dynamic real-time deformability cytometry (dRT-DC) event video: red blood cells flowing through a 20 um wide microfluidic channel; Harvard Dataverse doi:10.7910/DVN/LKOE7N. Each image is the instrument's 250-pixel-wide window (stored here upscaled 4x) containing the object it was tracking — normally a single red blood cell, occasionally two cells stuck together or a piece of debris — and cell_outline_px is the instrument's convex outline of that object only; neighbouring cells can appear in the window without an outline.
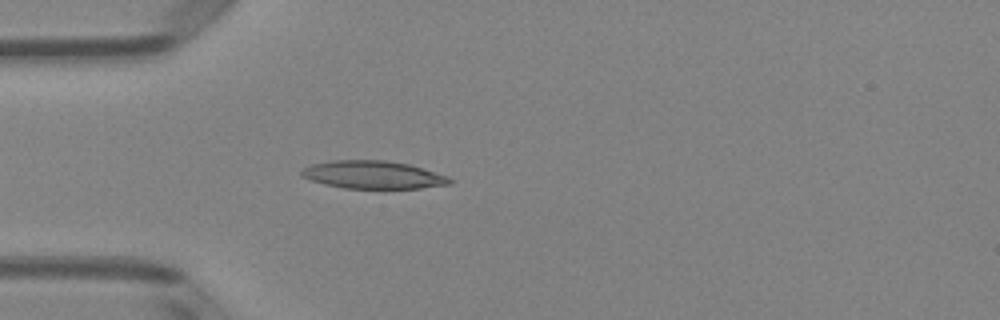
{"species": "Egyptian fruit bat (a non-hibernating species)", "species_latin": "Rousettus aegyptiacus", "temperature_condition": "room temperature", "stored_images_in_passage": 38, "camera_frame_rate_fps": 3000, "um_per_image_px": 0.085, "animal": {"sex": "female"}, "frame": {"image": 1, "passage_image": 5, "time_ms": 1.333, "image_size_px": [1000, 320], "cell_outline_px": [[452, 184], [420, 188], [344, 188], [324, 184], [300, 176], [300, 172], [304, 168], [312, 164], [336, 160], [384, 160], [408, 164], [448, 176], [452, 180]], "centroid_in_image_um": [31.71, 14.86], "position_along_channel_um": 53.3, "area_um2": 23.87}}
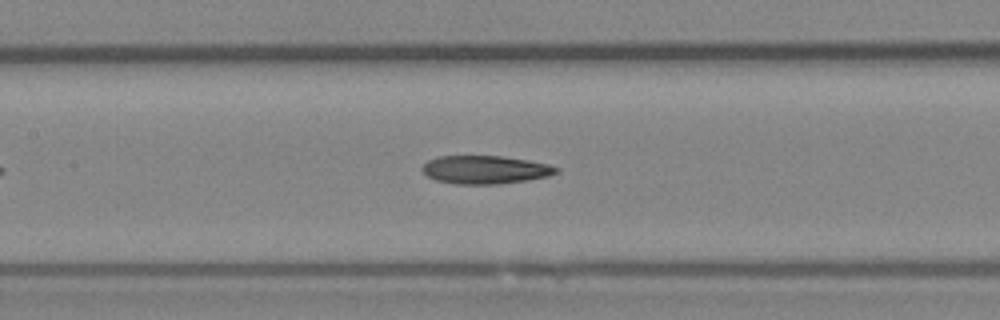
{"frame": {"image": 2, "passage_image": 14, "time_ms": 4.333, "image_size_px": [1000, 320], "cell_outline_px": [[560, 172], [548, 176], [528, 180], [496, 184], [456, 184], [436, 180], [428, 176], [420, 168], [428, 160], [440, 156], [500, 156], [528, 160], [548, 164], [560, 168]], "centroid_in_image_um": [41.26, 14.42], "position_along_channel_um": 166.1, "area_um2": 22.02}}
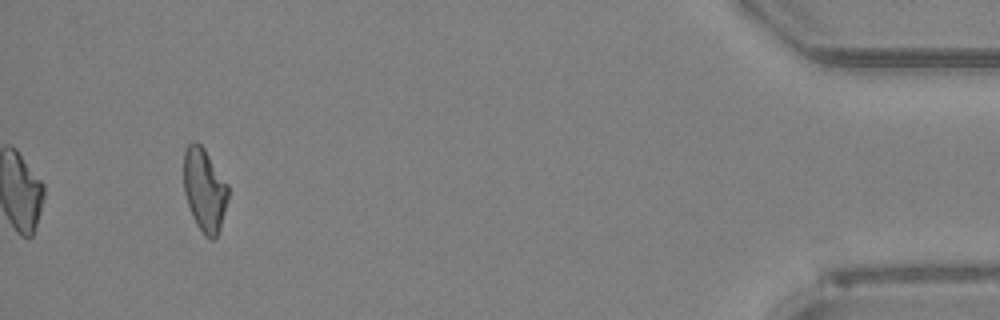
{"frame": {"image": 3, "passage_image": 38, "time_ms": 12.333, "image_size_px": [1000, 320], "cell_outline_px": [[228, 200], [220, 228], [216, 240], [208, 240], [204, 236], [196, 224], [192, 216], [184, 192], [184, 152], [188, 144], [192, 140], [196, 140], [204, 148], [228, 184]], "centroid_in_image_um": [17.39, 16.16], "position_along_channel_um": 417.8, "area_um2": 21.79}, "authors_computed_cell_mechanics": {"area_um2": 22.2241, "velocity_mm_per_s": 4.0288, "shape_relaxation_time_tau1_ms": null, "shape_relaxation_time_tau2_ms": 6.5363, "deformation_change_tau1": null, "deformation_change_tau2": 0.175}}